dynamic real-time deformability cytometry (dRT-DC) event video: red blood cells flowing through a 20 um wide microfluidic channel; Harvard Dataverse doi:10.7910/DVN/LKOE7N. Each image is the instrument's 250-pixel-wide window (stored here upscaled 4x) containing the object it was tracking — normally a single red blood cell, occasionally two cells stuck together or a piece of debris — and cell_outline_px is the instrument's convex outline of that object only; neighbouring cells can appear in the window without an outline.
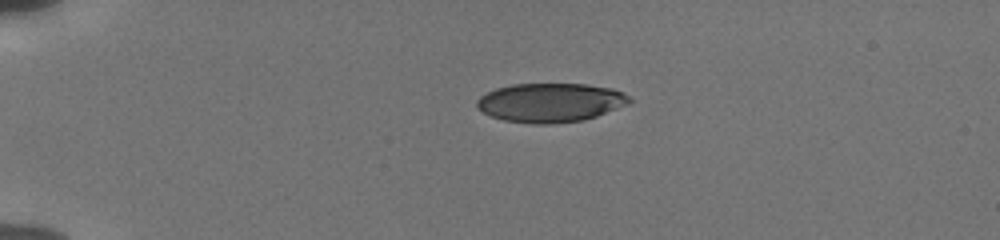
{"species": "human", "species_latin": "Homo sapiens", "temperature_condition": "cold", "stored_images_in_passage": 42, "camera_frame_rate_fps": 3000, "um_per_image_px": 0.085, "donor": {"sex": "male"}, "frame": {"image": 1, "passage_image": 1, "time_ms": 0.0, "image_size_px": [1000, 240], "cell_outline_px": [[632, 100], [628, 104], [596, 116], [584, 120], [552, 124], [536, 124], [504, 120], [492, 116], [476, 108], [476, 100], [480, 96], [496, 88], [512, 84], [588, 84], [612, 88], [628, 96]], "centroid_in_image_um": [46.77, 8.72], "position_along_channel_um": 38.2, "area_um2": 34.62}}
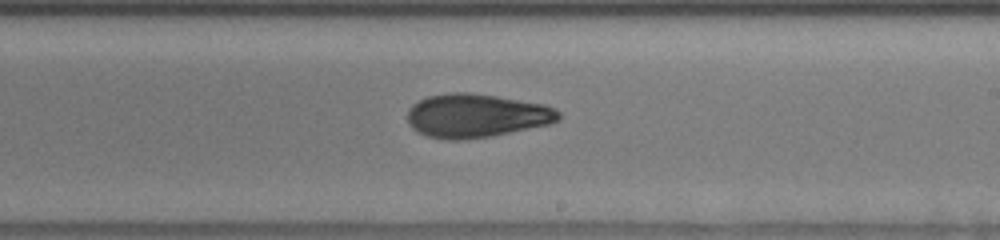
{"frame": {"image": 2, "passage_image": 22, "time_ms": 7.0, "image_size_px": [1000, 240], "cell_outline_px": [[560, 120], [552, 124], [492, 136], [464, 140], [444, 140], [428, 136], [416, 132], [412, 128], [408, 120], [408, 108], [412, 104], [428, 96], [452, 92], [468, 92], [496, 96], [544, 104], [556, 108], [560, 112]], "centroid_in_image_um": [40.5, 9.84], "position_along_channel_um": 248.5, "area_um2": 38.84}}
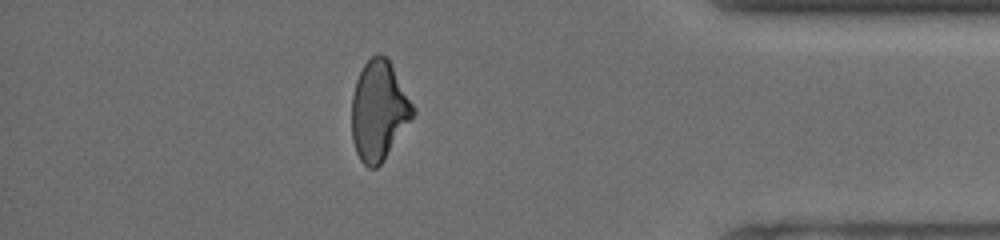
{"frame": {"image": 3, "passage_image": 36, "time_ms": 11.667, "image_size_px": [1000, 240], "cell_outline_px": [[416, 112], [380, 164], [376, 168], [368, 168], [360, 160], [356, 152], [352, 140], [352, 96], [356, 80], [364, 64], [372, 56], [380, 52], [388, 60], [416, 108]], "centroid_in_image_um": [32.19, 9.41], "position_along_channel_um": 403.0, "area_um2": 35.08}, "authors_computed_cell_mechanics": {"area_um2": 37.2232, "velocity_mm_per_s": 3.8653, "shape_relaxation_time_tau1_ms": 8.7572, "shape_relaxation_time_tau2_ms": 2.328, "deformation_change_tau1": 0.2188, "deformation_change_tau2": 0.088}}